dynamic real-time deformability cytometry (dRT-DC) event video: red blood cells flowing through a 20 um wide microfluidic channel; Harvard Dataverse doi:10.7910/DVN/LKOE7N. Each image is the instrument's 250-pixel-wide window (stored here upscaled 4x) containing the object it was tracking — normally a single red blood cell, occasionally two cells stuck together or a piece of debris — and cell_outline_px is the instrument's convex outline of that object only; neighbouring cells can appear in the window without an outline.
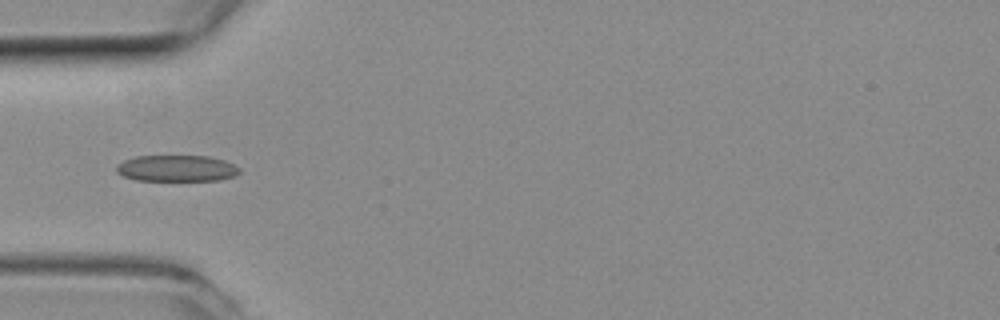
{"species": "common noctule bat (a hibernating species)", "species_latin": "Nyctalus noctula", "temperature_condition": "room temperature", "stored_images_in_passage": 12, "camera_frame_rate_fps": 3000, "um_per_image_px": 0.085, "animal": {"sex": "female", "body_mass_g": 19.3, "forearm_length_mm": 54.1}, "frame": {"image": 1, "passage_image": 3, "time_ms": 0.667, "image_size_px": [1000, 320], "cell_outline_px": [[240, 172], [232, 176], [220, 180], [136, 180], [124, 176], [116, 172], [116, 164], [124, 160], [136, 156], [208, 156], [224, 160], [240, 168]], "centroid_in_image_um": [14.99, 14.3], "position_along_channel_um": 70.0, "area_um2": 18.79}}
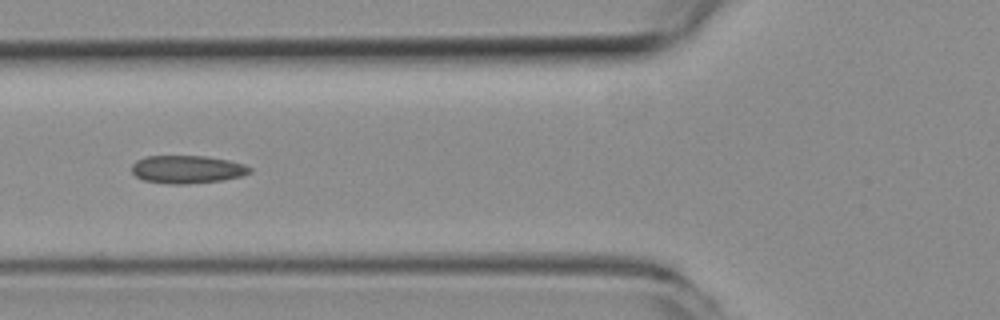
{"frame": {"image": 2, "passage_image": 6, "time_ms": 1.667, "image_size_px": [1000, 320], "cell_outline_px": [[252, 172], [240, 176], [224, 180], [188, 184], [168, 184], [144, 180], [136, 176], [132, 172], [132, 164], [136, 160], [148, 156], [204, 156], [228, 160], [244, 164], [252, 168]], "centroid_in_image_um": [15.92, 14.4], "position_along_channel_um": 109.9, "area_um2": 19.25}}
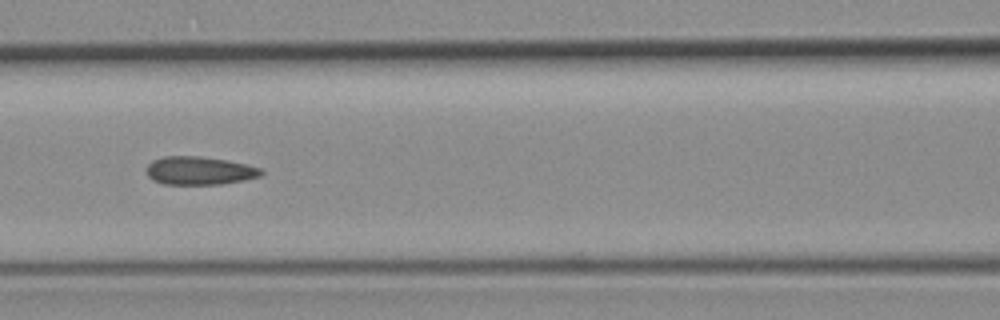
{"frame": {"image": 3, "passage_image": 9, "time_ms": 2.667, "image_size_px": [1000, 320], "cell_outline_px": [[264, 172], [260, 176], [244, 180], [220, 184], [164, 184], [152, 180], [148, 176], [148, 164], [152, 160], [164, 156], [200, 156], [228, 160], [260, 168]], "centroid_in_image_um": [16.94, 14.5], "position_along_channel_um": 149.7, "area_um2": 18.79}}